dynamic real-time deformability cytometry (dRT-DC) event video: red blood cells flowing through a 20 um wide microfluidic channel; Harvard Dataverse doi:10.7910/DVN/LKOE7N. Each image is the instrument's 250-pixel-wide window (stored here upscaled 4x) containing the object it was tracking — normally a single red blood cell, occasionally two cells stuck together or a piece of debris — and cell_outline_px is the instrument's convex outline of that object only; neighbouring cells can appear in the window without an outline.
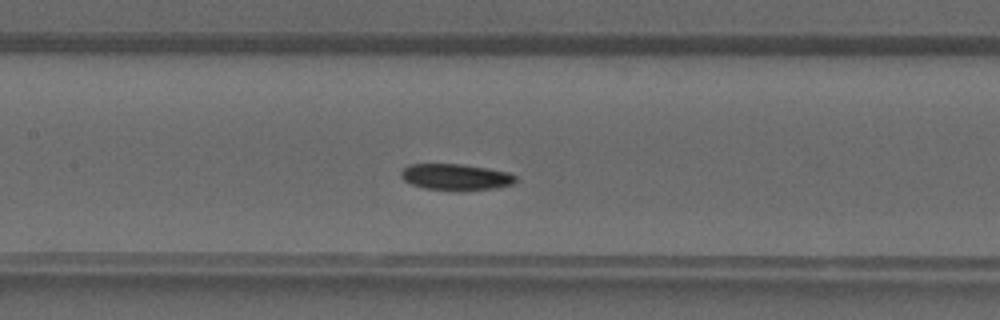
{"species": "common noctule bat (a hibernating species)", "species_latin": "Nyctalus noctula", "temperature_condition": "warm", "stored_images_in_passage": 21, "camera_frame_rate_fps": 3000, "um_per_image_px": 0.085, "animal": {"sex": "male", "forearm_length_mm": 52.5}, "frame": {"image": 1, "passage_image": 12, "time_ms": 3.667, "image_size_px": [1000, 320], "cell_outline_px": [[516, 180], [512, 184], [496, 188], [464, 192], [456, 192], [424, 188], [412, 184], [404, 180], [400, 176], [400, 172], [408, 164], [460, 164], [488, 168], [508, 172], [516, 176]], "centroid_in_image_um": [38.74, 15.07], "position_along_channel_um": 168.7, "area_um2": 17.98}}
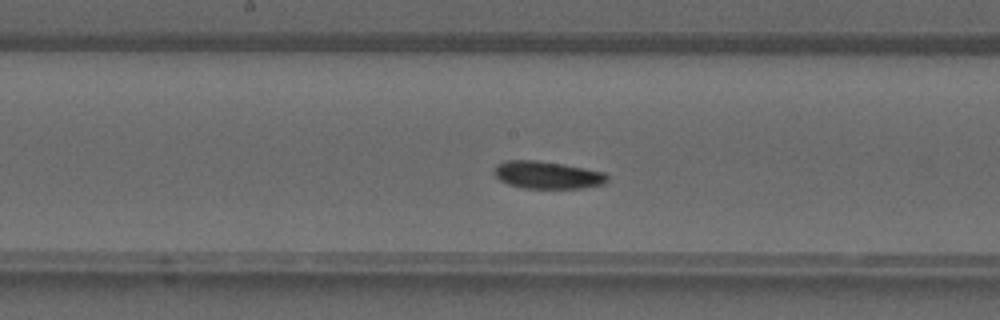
{"frame": {"image": 2, "passage_image": 14, "time_ms": 4.333, "image_size_px": [1000, 320], "cell_outline_px": [[608, 184], [584, 188], [524, 188], [508, 184], [500, 180], [492, 172], [492, 168], [496, 164], [508, 160], [536, 160], [564, 164], [604, 172], [608, 176]], "centroid_in_image_um": [46.53, 14.87], "position_along_channel_um": 201.7, "area_um2": 18.38}}
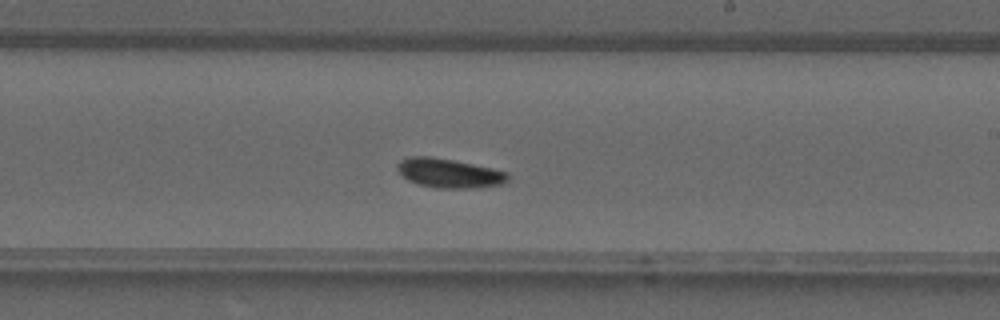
{"frame": {"image": 3, "passage_image": 17, "time_ms": 5.333, "image_size_px": [1000, 320], "cell_outline_px": [[508, 184], [480, 188], [436, 188], [416, 184], [408, 180], [396, 168], [396, 164], [400, 160], [408, 156], [432, 156], [492, 168], [508, 172]], "centroid_in_image_um": [38.2, 14.73], "position_along_channel_um": 250.8, "area_um2": 19.13}}